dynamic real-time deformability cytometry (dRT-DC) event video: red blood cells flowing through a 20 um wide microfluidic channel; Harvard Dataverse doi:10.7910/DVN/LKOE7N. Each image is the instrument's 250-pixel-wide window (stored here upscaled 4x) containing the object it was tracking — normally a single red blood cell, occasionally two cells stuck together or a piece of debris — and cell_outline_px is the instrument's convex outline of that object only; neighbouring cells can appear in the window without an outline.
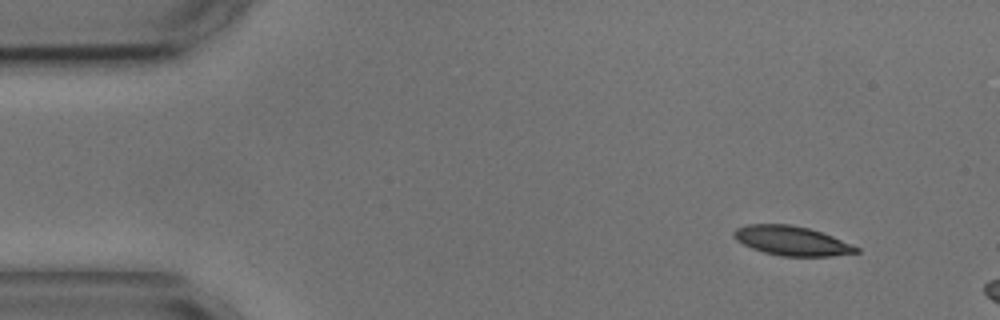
{"species": "common noctule bat (a hibernating species)", "species_latin": "Nyctalus noctula", "temperature_condition": "cold", "stored_images_in_passage": 2, "camera_frame_rate_fps": 3000, "um_per_image_px": 0.085, "animal": {"sex": "male", "body_mass_g": 17.9, "forearm_length_mm": 54.2}, "frame": {"image": 1, "passage_image": 1, "time_ms": 0.0, "image_size_px": [1000, 320], "cell_outline_px": [[860, 252], [832, 256], [780, 256], [764, 252], [752, 248], [736, 240], [732, 236], [732, 232], [736, 228], [748, 224], [792, 224], [808, 228], [832, 236], [860, 248]], "centroid_in_image_um": [67.27, 20.46], "position_along_channel_um": 17.7, "area_um2": 20.92}}